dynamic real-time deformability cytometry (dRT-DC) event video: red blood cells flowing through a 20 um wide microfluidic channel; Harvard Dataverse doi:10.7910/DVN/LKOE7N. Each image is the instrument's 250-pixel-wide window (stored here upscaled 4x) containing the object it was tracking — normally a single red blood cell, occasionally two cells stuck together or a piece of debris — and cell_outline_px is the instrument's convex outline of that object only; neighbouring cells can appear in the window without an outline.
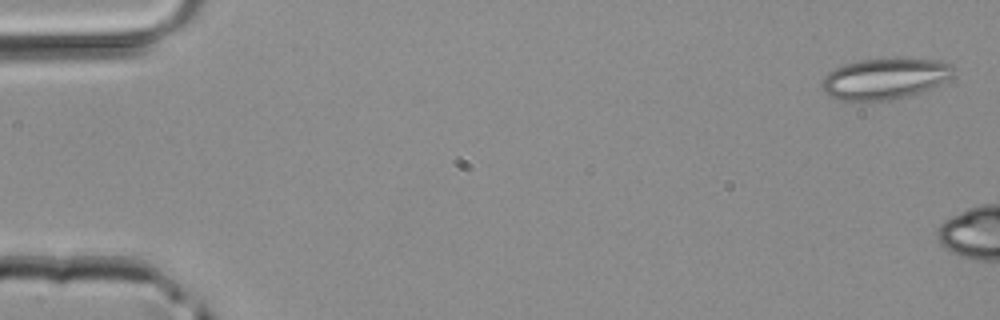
{"species": "common noctule bat (a hibernating species)", "species_latin": "Nyctalus noctula", "temperature_condition": "room temperature", "stored_images_in_passage": 3, "camera_frame_rate_fps": 3000, "um_per_image_px": 0.085, "animal": {"sex": "male", "body_mass_g": 20.4}, "frame": {"image": 1, "passage_image": 1, "time_ms": 0.0, "image_size_px": [1000, 320], "cell_outline_px": [[956, 68], [952, 76], [948, 80], [920, 92], [908, 96], [888, 100], [840, 100], [832, 96], [820, 84], [824, 76], [828, 72], [844, 64], [860, 60], [940, 60], [952, 64]], "centroid_in_image_um": [75.24, 6.69], "position_along_channel_um": 9.8, "area_um2": 30.75}}